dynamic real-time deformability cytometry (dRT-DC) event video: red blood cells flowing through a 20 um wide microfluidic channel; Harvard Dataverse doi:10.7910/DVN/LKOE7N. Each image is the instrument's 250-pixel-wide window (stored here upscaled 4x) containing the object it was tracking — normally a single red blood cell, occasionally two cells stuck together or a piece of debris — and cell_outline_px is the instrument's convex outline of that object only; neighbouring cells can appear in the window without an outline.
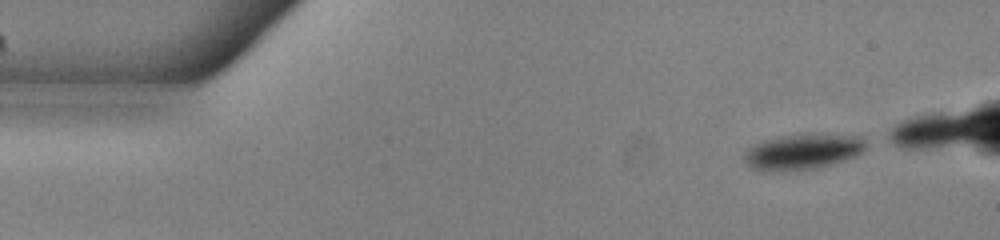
{"species": "common noctule bat (a hibernating species)", "species_latin": "Nyctalus noctula", "temperature_condition": "warm", "stored_images_in_passage": 41, "camera_frame_rate_fps": 3000, "um_per_image_px": 0.085, "animal": {"sex": "male", "body_mass_g": 13.0, "forearm_length_mm": 53.1}, "frame": {"image": 1, "passage_image": 1, "time_ms": 0.0, "image_size_px": [1000, 240], "cell_outline_px": [[864, 148], [856, 156], [844, 160], [816, 168], [752, 168], [744, 160], [744, 156], [748, 148], [764, 140], [780, 136], [812, 132], [860, 136], [864, 140]], "centroid_in_image_um": [68.3, 12.81], "position_along_channel_um": 16.7, "area_um2": 24.39}}
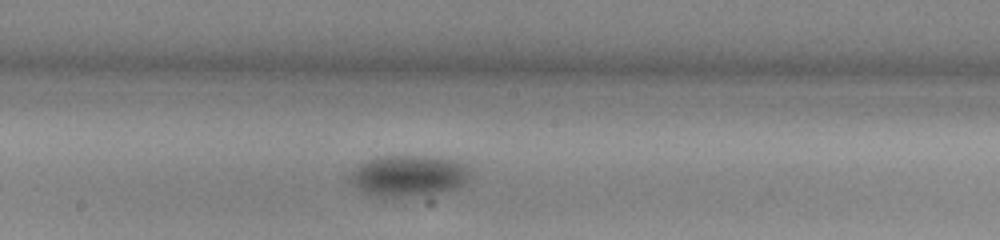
{"frame": {"image": 2, "passage_image": 24, "time_ms": 7.667, "image_size_px": [1000, 240], "cell_outline_px": [[472, 176], [464, 184], [456, 188], [424, 196], [368, 196], [360, 192], [348, 180], [348, 176], [352, 168], [364, 160], [380, 156], [432, 156], [456, 160], [464, 164], [468, 168]], "centroid_in_image_um": [34.67, 14.94], "position_along_channel_um": 213.5, "area_um2": 29.59}}
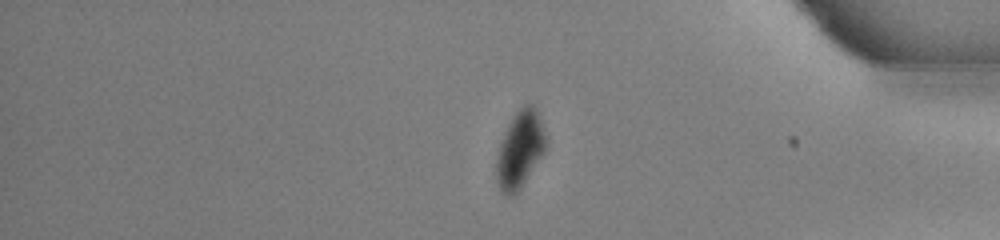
{"frame": {"image": 3, "passage_image": 40, "time_ms": 13.0, "image_size_px": [1000, 240], "cell_outline_px": [[544, 152], [520, 188], [512, 196], [508, 196], [500, 192], [496, 184], [496, 156], [504, 132], [512, 116], [524, 104], [532, 104], [540, 112], [544, 132]], "centroid_in_image_um": [44.16, 12.7], "position_along_channel_um": 391.0, "area_um2": 22.08}}